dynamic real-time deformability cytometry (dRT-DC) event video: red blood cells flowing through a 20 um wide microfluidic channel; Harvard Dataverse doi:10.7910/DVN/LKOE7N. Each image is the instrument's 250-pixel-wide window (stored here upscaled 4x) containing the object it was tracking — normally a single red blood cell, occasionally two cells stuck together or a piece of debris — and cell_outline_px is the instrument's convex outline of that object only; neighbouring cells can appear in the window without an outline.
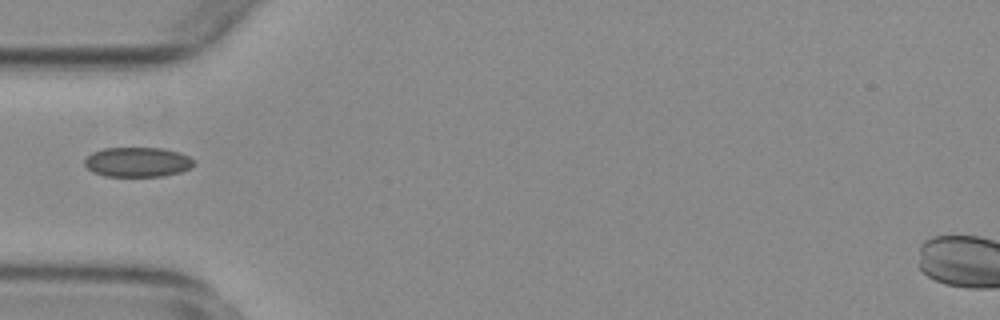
{"species": "common noctule bat (a hibernating species)", "species_latin": "Nyctalus noctula", "temperature_condition": "warm", "stored_images_in_passage": 36, "camera_frame_rate_fps": 3000, "um_per_image_px": 0.085, "animal": {"sex": "female", "body_mass_g": 29.2, "forearm_length_mm": 56.3}, "frame": {"image": 1, "passage_image": 1, "time_ms": 0.0, "image_size_px": [1000, 320], "cell_outline_px": [[196, 164], [180, 172], [160, 176], [104, 176], [92, 172], [84, 164], [84, 160], [92, 152], [104, 148], [164, 148], [180, 152], [188, 156]], "centroid_in_image_um": [11.67, 13.77], "position_along_channel_um": 73.3, "area_um2": 18.9}}
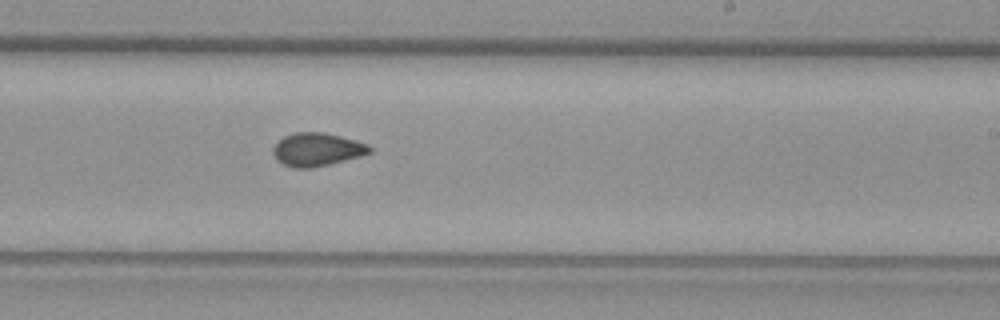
{"frame": {"image": 2, "passage_image": 16, "time_ms": 5.0, "image_size_px": [1000, 320], "cell_outline_px": [[372, 152], [360, 156], [312, 168], [292, 168], [276, 160], [272, 152], [272, 148], [284, 136], [296, 132], [324, 132], [340, 136], [368, 144], [372, 148]], "centroid_in_image_um": [26.93, 12.71], "position_along_channel_um": 262.1, "area_um2": 18.61}}
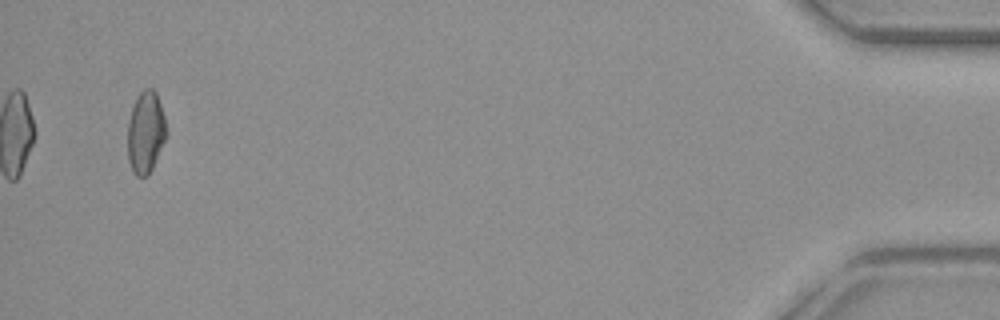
{"frame": {"image": 3, "passage_image": 36, "time_ms": 11.667, "image_size_px": [1000, 320], "cell_outline_px": [[164, 140], [152, 168], [148, 176], [136, 176], [132, 172], [128, 160], [128, 120], [136, 96], [144, 88], [152, 88], [156, 92], [164, 116]], "centroid_in_image_um": [12.34, 11.24], "position_along_channel_um": 422.9, "area_um2": 18.15}}